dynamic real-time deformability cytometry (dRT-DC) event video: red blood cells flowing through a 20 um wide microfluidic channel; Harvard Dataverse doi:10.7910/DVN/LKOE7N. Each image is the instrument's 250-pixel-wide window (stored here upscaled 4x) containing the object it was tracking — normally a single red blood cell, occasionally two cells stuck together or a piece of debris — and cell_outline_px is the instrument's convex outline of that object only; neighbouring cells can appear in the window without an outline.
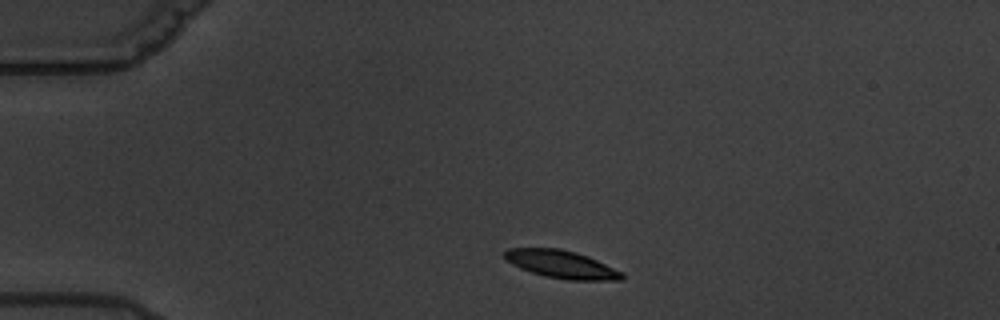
{"species": "common noctule bat (a hibernating species)", "species_latin": "Nyctalus noctula", "temperature_condition": "warm", "stored_images_in_passage": 8, "camera_frame_rate_fps": 3000, "um_per_image_px": 0.085, "animal": {"sex": "male", "body_mass_g": 19.5, "forearm_length_mm": 54.6}, "frame": {"image": 1, "passage_image": 1, "time_ms": 0.0, "image_size_px": [1000, 320], "cell_outline_px": [[624, 280], [564, 280], [544, 276], [520, 268], [504, 260], [504, 252], [508, 248], [560, 248], [576, 252], [588, 256], [624, 272]], "centroid_in_image_um": [47.73, 22.47], "position_along_channel_um": 37.3, "area_um2": 19.25}}
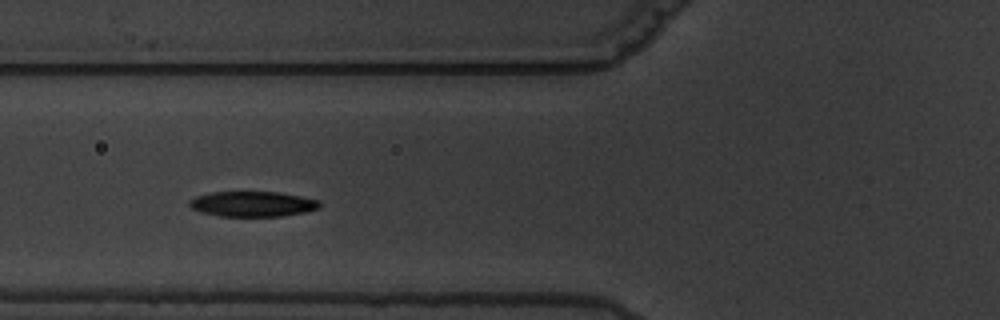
{"frame": {"image": 2, "passage_image": 4, "time_ms": 3.333, "image_size_px": [1000, 320], "cell_outline_px": [[320, 204], [316, 208], [304, 212], [284, 216], [220, 216], [200, 212], [192, 208], [188, 204], [188, 200], [196, 196], [212, 192], [280, 192], [320, 200]], "centroid_in_image_um": [21.43, 17.33], "position_along_channel_um": 104.4, "area_um2": 19.13}}
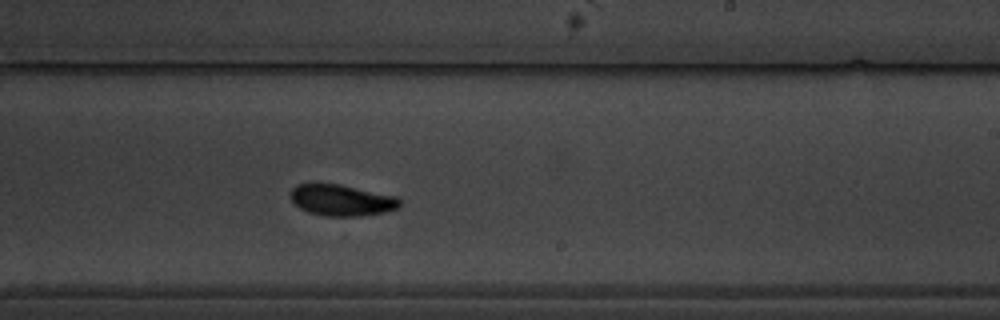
{"frame": {"image": 3, "passage_image": 8, "time_ms": 8.0, "image_size_px": [1000, 320], "cell_outline_px": [[400, 204], [396, 208], [384, 212], [360, 216], [324, 216], [308, 212], [300, 208], [292, 200], [288, 192], [296, 184], [340, 184], [396, 196], [400, 200]], "centroid_in_image_um": [29.0, 17.01], "position_along_channel_um": 260.0, "area_um2": 19.83}}